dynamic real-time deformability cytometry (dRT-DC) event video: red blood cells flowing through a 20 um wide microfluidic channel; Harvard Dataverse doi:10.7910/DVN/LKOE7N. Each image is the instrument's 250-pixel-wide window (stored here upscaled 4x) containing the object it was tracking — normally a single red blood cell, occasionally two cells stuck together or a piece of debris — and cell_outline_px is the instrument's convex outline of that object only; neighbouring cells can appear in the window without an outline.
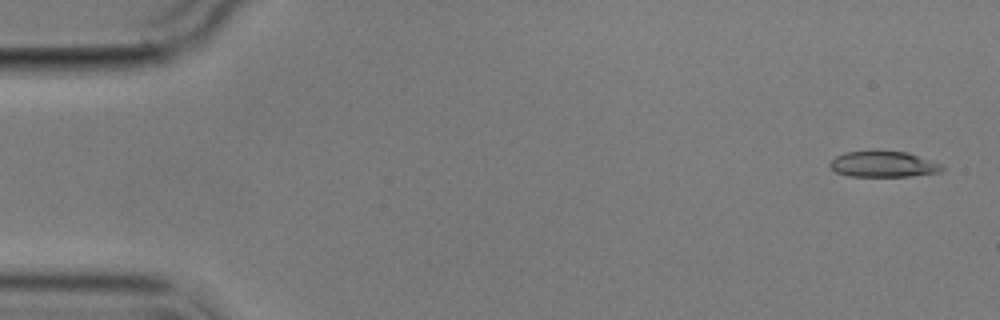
{"species": "common noctule bat (a hibernating species)", "species_latin": "Nyctalus noctula", "temperature_condition": "cold", "stored_images_in_passage": 5, "segment_of_instrument_passage": [1, 2], "camera_frame_rate_fps": 3000, "um_per_image_px": 0.085, "animal": {"sex": "male", "body_mass_g": 17.9}, "frame": {"image": 1, "passage_image": 1, "time_ms": 0.0, "image_size_px": [1000, 320], "cell_outline_px": [[944, 168], [940, 172], [908, 176], [848, 176], [836, 172], [828, 164], [836, 156], [844, 152], [908, 152], [944, 164]], "centroid_in_image_um": [75.12, 13.97], "position_along_channel_um": 9.9, "area_um2": 16.7}}
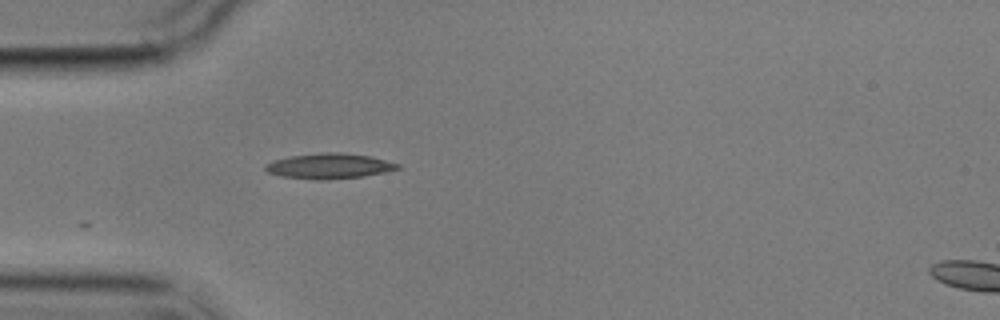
{"frame": {"image": 2, "passage_image": 4, "time_ms": 4.667, "image_size_px": [1000, 320], "cell_outline_px": [[400, 168], [384, 172], [364, 176], [328, 180], [316, 180], [280, 176], [268, 172], [264, 168], [264, 164], [272, 160], [292, 156], [324, 152], [340, 152], [372, 156], [400, 164]], "centroid_in_image_um": [27.97, 14.11], "position_along_channel_um": 57.0, "area_um2": 19.65}}